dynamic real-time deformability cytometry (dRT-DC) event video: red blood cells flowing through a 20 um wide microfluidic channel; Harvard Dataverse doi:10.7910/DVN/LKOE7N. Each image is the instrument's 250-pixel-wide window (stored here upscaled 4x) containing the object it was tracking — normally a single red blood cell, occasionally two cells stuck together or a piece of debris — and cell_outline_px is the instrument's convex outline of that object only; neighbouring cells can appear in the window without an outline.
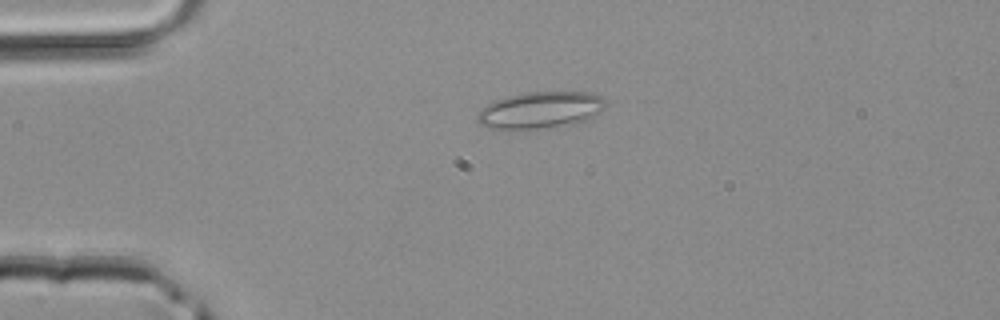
{"species": "common noctule bat (a hibernating species)", "species_latin": "Nyctalus noctula", "temperature_condition": "room temperature", "stored_images_in_passage": 1, "camera_frame_rate_fps": 3000, "um_per_image_px": 0.085, "animal": {"sex": "male", "body_mass_g": 20.4}, "frame": {"image": 1, "passage_image": 1, "time_ms": 0.0, "image_size_px": [1000, 320], "cell_outline_px": [[604, 108], [600, 112], [588, 120], [580, 124], [544, 128], [484, 128], [476, 120], [476, 116], [480, 108], [504, 96], [524, 92], [588, 92], [600, 96], [604, 100]], "centroid_in_image_um": [45.92, 9.36], "position_along_channel_um": 39.1, "area_um2": 27.69}}